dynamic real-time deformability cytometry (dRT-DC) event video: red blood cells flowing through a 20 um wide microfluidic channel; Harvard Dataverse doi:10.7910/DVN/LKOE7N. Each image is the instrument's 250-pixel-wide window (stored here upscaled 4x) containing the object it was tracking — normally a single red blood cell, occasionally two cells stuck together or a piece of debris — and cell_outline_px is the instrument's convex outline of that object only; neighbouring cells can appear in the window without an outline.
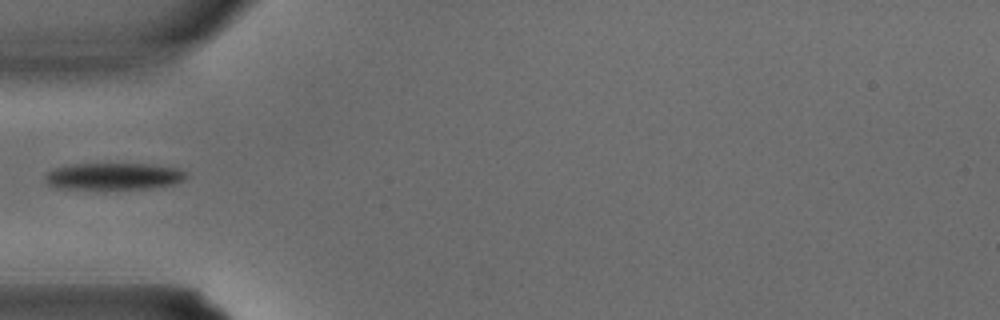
{"species": "common noctule bat (a hibernating species)", "species_latin": "Nyctalus noctula", "temperature_condition": "warm", "stored_images_in_passage": 1, "camera_frame_rate_fps": 3000, "um_per_image_px": 0.085, "animal": {"sex": "male", "body_mass_g": 15.6}, "frame": {"image": 1, "passage_image": 1, "time_ms": 0.0, "image_size_px": [1000, 320], "cell_outline_px": [[188, 176], [184, 180], [172, 184], [148, 188], [104, 192], [56, 188], [48, 184], [44, 180], [44, 176], [48, 172], [56, 168], [72, 164], [148, 164], [176, 168], [184, 172]], "centroid_in_image_um": [9.58, 15.04], "position_along_channel_um": 75.4, "area_um2": 22.95}}